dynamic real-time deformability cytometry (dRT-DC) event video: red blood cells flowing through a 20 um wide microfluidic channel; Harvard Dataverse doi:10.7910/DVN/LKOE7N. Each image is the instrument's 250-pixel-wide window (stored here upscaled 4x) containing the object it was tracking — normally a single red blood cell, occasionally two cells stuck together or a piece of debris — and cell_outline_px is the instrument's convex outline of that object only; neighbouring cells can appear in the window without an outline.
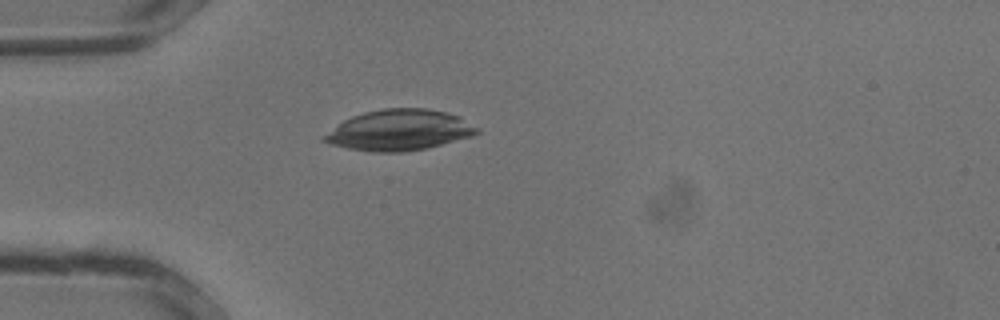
{"species": "common noctule bat (a hibernating species)", "species_latin": "Nyctalus noctula", "temperature_condition": "warm", "stored_images_in_passage": 13, "camera_frame_rate_fps": 3000, "um_per_image_px": 0.085, "animal": {"sex": "male", "body_mass_g": 13.3}, "frame": {"image": 1, "passage_image": 10, "time_ms": 3.0, "image_size_px": [1000, 320], "cell_outline_px": [[480, 132], [472, 136], [428, 148], [400, 152], [372, 152], [348, 148], [332, 144], [320, 140], [320, 136], [344, 120], [352, 116], [364, 112], [384, 108], [424, 108], [444, 112], [460, 116], [480, 128]], "centroid_in_image_um": [33.94, 11.06], "position_along_channel_um": 51.1, "area_um2": 36.47}}
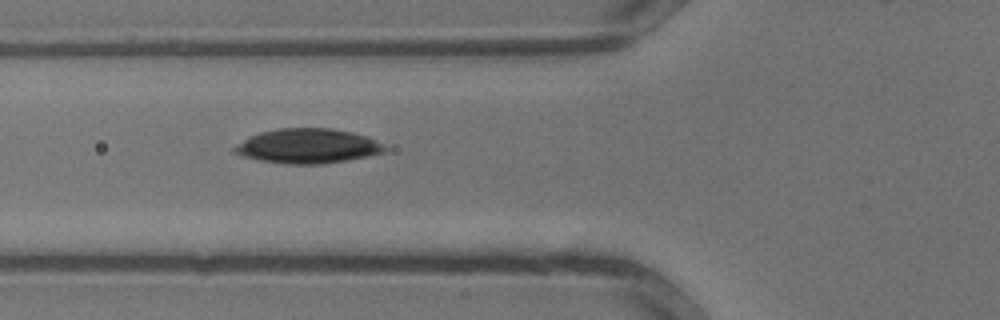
{"frame": {"image": 2, "passage_image": 13, "time_ms": 4.0, "image_size_px": [1000, 320], "cell_outline_px": [[388, 148], [384, 152], [368, 156], [348, 160], [324, 164], [280, 164], [260, 160], [244, 156], [232, 152], [232, 148], [236, 144], [248, 136], [260, 132], [276, 128], [332, 128], [352, 132], [368, 136], [376, 140]], "centroid_in_image_um": [26.14, 12.41], "position_along_channel_um": 99.7, "area_um2": 30.69}}